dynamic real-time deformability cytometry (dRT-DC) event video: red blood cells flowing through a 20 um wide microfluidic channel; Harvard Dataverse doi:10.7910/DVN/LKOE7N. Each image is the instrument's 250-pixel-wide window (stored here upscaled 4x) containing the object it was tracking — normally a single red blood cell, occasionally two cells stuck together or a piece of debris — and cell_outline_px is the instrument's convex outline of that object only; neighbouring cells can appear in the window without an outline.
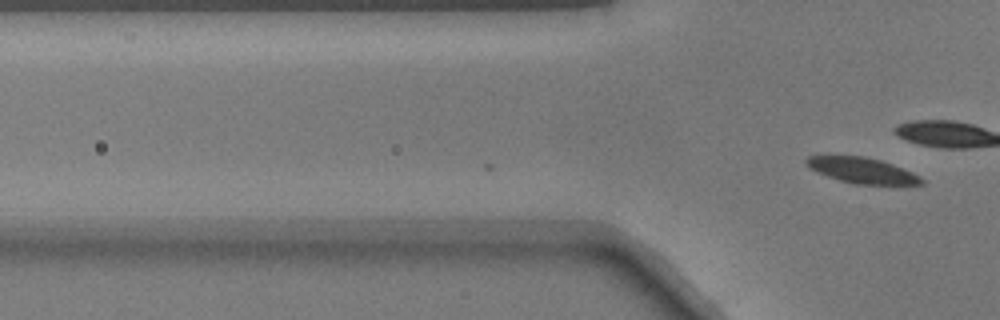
{"species": "common noctule bat (a hibernating species)", "species_latin": "Nyctalus noctula", "temperature_condition": "warm", "stored_images_in_passage": 3, "camera_frame_rate_fps": 3000, "um_per_image_px": 0.085, "animal": {"sex": "male", "body_mass_g": 17.9}, "frame": {"image": 1, "passage_image": 3, "time_ms": 0.667, "image_size_px": [1000, 320], "cell_outline_px": [[924, 184], [852, 184], [816, 172], [808, 168], [804, 164], [804, 160], [808, 156], [864, 156], [880, 160], [892, 164], [912, 172], [920, 176], [924, 180]], "centroid_in_image_um": [73.24, 14.48], "position_along_channel_um": 52.6, "area_um2": 17.17}}